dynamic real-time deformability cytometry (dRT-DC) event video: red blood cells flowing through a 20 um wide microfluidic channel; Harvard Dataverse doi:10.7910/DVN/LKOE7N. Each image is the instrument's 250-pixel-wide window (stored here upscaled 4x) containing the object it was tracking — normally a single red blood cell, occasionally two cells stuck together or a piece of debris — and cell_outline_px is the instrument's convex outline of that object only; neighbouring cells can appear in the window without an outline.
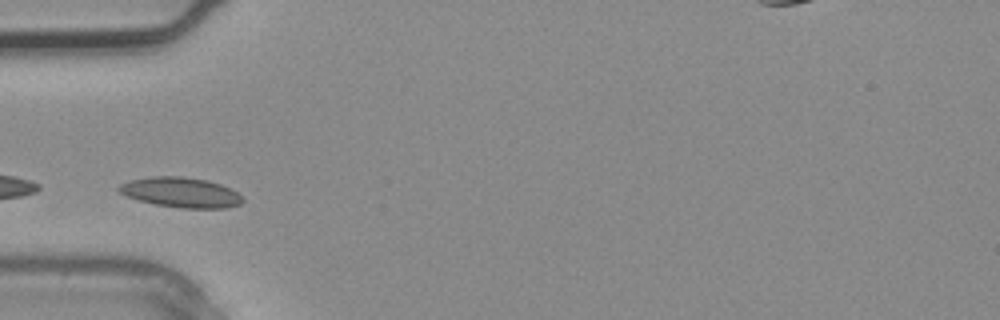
{"species": "common noctule bat (a hibernating species)", "species_latin": "Nyctalus noctula", "temperature_condition": "warm", "stored_images_in_passage": 2, "camera_frame_rate_fps": 3000, "um_per_image_px": 0.085, "animal": {"sex": "male", "body_mass_g": 20.4}, "frame": {"image": 1, "passage_image": 2, "time_ms": 0.333, "image_size_px": [1000, 320], "cell_outline_px": [[244, 200], [240, 204], [224, 208], [180, 208], [156, 204], [140, 200], [128, 196], [120, 192], [116, 188], [120, 184], [132, 180], [152, 176], [184, 176], [208, 180], [220, 184], [236, 192]], "centroid_in_image_um": [15.37, 16.34], "position_along_channel_um": 69.6, "area_um2": 21.44}}